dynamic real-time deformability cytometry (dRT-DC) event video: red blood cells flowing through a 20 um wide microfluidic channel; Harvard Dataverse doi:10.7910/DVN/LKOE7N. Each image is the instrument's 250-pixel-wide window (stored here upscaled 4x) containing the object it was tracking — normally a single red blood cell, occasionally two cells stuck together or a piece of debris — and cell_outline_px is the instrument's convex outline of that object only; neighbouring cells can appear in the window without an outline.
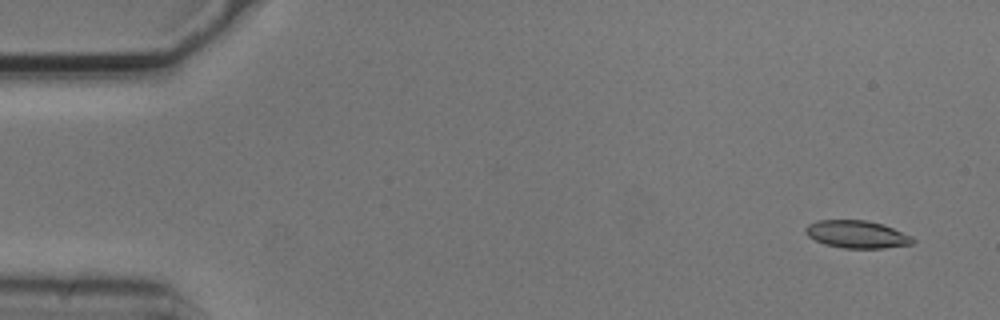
{"species": "common noctule bat (a hibernating species)", "species_latin": "Nyctalus noctula", "temperature_condition": "cold", "stored_images_in_passage": 6, "camera_frame_rate_fps": 3000, "um_per_image_px": 0.085, "animal": {"sex": "male", "body_mass_g": 20.5, "forearm_length_mm": 52.5}, "frame": {"image": 1, "passage_image": 1, "time_ms": 0.0, "image_size_px": [1000, 320], "cell_outline_px": [[916, 240], [912, 244], [884, 248], [844, 248], [824, 244], [808, 236], [804, 232], [804, 228], [808, 224], [816, 220], [864, 220], [884, 224], [912, 236]], "centroid_in_image_um": [72.83, 19.91], "position_along_channel_um": 12.2, "area_um2": 17.34}}
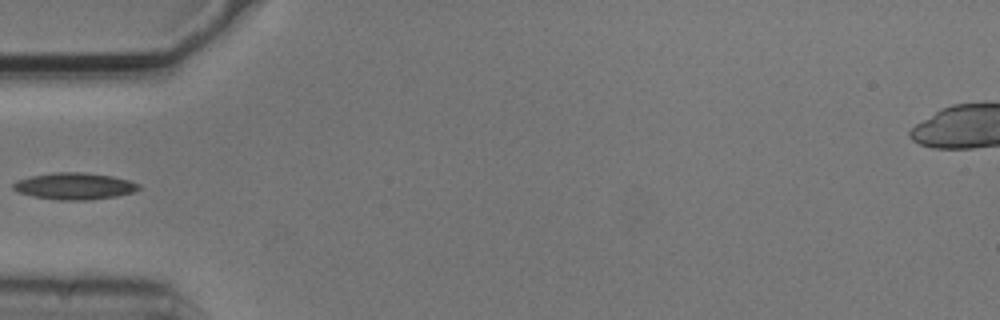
{"frame": {"image": 2, "passage_image": 4, "time_ms": 1.0, "image_size_px": [1000, 320], "cell_outline_px": [[140, 188], [132, 192], [116, 196], [92, 200], [60, 200], [32, 196], [16, 192], [12, 188], [12, 184], [16, 180], [32, 176], [56, 172], [84, 172], [112, 176], [128, 180], [140, 184]], "centroid_in_image_um": [6.3, 15.82], "position_along_channel_um": 78.7, "area_um2": 19.59}}